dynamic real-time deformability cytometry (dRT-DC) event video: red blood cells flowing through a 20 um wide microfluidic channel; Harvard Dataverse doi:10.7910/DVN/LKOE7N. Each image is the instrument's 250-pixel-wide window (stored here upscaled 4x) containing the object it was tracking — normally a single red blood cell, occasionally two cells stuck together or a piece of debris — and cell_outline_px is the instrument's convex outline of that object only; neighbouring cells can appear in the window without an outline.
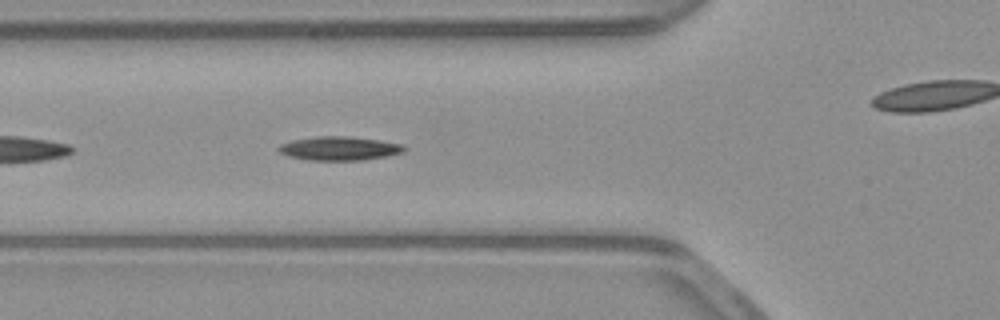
{"species": "common noctule bat (a hibernating species)", "species_latin": "Nyctalus noctula", "temperature_condition": "warm", "stored_images_in_passage": 40, "camera_frame_rate_fps": 3000, "um_per_image_px": 0.085, "animal": {"sex": "male", "body_mass_g": 23.1, "forearm_length_mm": 52.7}, "frame": {"image": 1, "passage_image": 5, "time_ms": 1.333, "image_size_px": [1000, 320], "cell_outline_px": [[408, 148], [404, 152], [388, 156], [364, 160], [308, 160], [288, 156], [280, 152], [276, 148], [280, 144], [292, 140], [316, 136], [348, 136], [380, 140], [404, 144]], "centroid_in_image_um": [28.88, 12.61], "position_along_channel_um": 96.9, "area_um2": 17.69}}
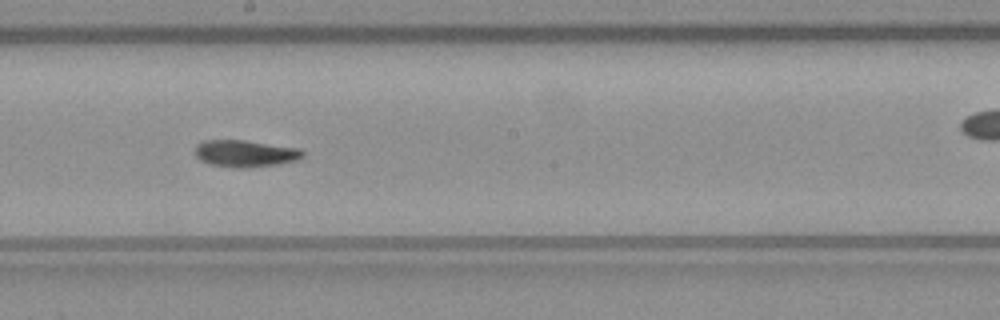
{"frame": {"image": 2, "passage_image": 15, "time_ms": 4.667, "image_size_px": [1000, 320], "cell_outline_px": [[304, 156], [296, 160], [276, 164], [248, 168], [236, 168], [208, 164], [200, 160], [196, 156], [196, 144], [204, 140], [244, 140], [300, 148], [304, 152]], "centroid_in_image_um": [20.83, 13.05], "position_along_channel_um": 227.4, "area_um2": 16.94}}
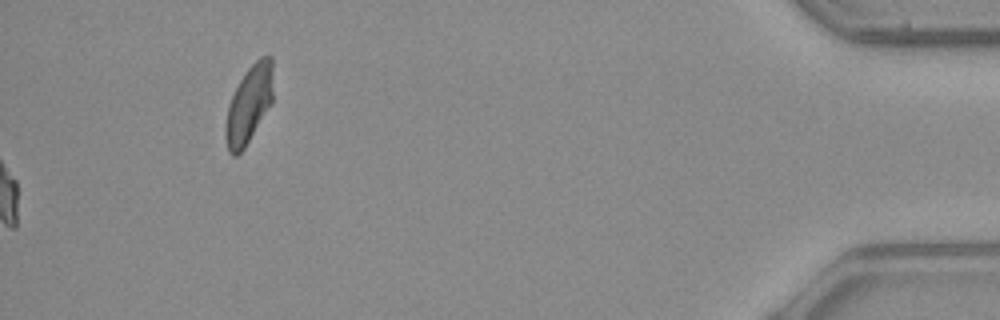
{"frame": {"image": 3, "passage_image": 40, "time_ms": 13.0, "image_size_px": [1000, 320], "cell_outline_px": [[272, 104], [244, 148], [236, 156], [232, 156], [228, 152], [224, 128], [228, 104], [244, 72], [260, 56], [272, 56]], "centroid_in_image_um": [21.15, 8.88], "position_along_channel_um": 414.0, "area_um2": 21.5}, "authors_computed_cell_mechanics": {"area_um2": 16.473, "velocity_mm_per_s": 3.8913, "shape_relaxation_time_tau1_ms": null, "shape_relaxation_time_tau2_ms": 5.0375, "deformation_change_tau1": null, "deformation_change_tau2": 0.1216}}